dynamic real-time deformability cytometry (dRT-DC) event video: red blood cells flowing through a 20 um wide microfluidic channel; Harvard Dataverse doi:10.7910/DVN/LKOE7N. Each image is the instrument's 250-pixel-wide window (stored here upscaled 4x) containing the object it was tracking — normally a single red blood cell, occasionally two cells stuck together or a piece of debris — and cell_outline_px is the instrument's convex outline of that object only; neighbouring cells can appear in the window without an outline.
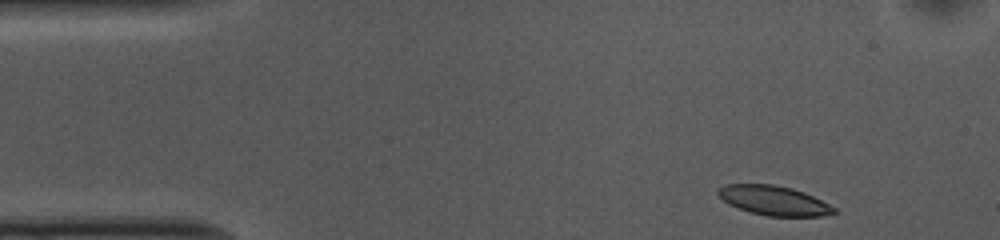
{"species": "common noctule bat (a hibernating species)", "species_latin": "Nyctalus noctula", "temperature_condition": "cold", "stored_images_in_passage": 43, "camera_frame_rate_fps": 3000, "um_per_image_px": 0.085, "animal": {"sex": "female", "body_mass_g": 10.0, "forearm_length_mm": 53.1}, "frame": {"image": 1, "passage_image": 1, "time_ms": 0.0, "image_size_px": [1000, 240], "cell_outline_px": [[836, 212], [824, 216], [768, 216], [752, 212], [728, 204], [716, 192], [724, 184], [772, 184], [792, 188], [804, 192], [836, 208]], "centroid_in_image_um": [65.78, 17.04], "position_along_channel_um": 19.2, "area_um2": 19.65}}
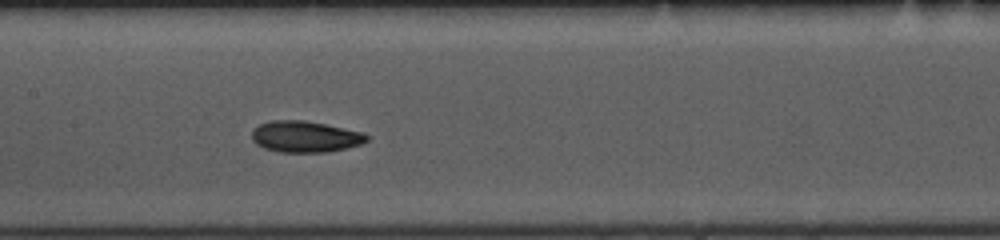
{"frame": {"image": 2, "passage_image": 20, "time_ms": 6.333, "image_size_px": [1000, 240], "cell_outline_px": [[368, 140], [360, 144], [328, 152], [280, 152], [264, 148], [256, 144], [252, 140], [252, 128], [260, 124], [272, 120], [304, 120], [364, 132], [368, 136]], "centroid_in_image_um": [25.91, 11.61], "position_along_channel_um": 181.5, "area_um2": 20.92}}
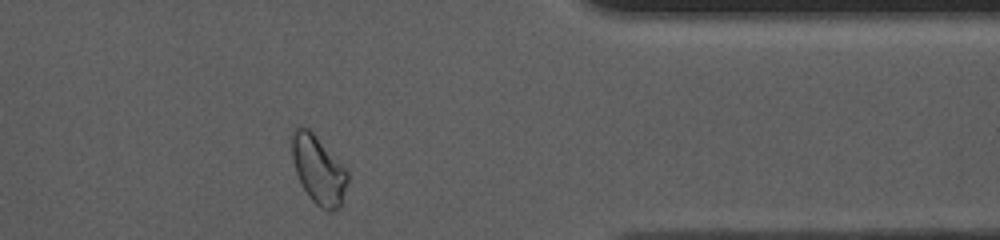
{"frame": {"image": 3, "passage_image": 38, "time_ms": 12.333, "image_size_px": [1000, 240], "cell_outline_px": [[348, 180], [340, 208], [332, 212], [328, 212], [320, 208], [308, 196], [296, 172], [292, 156], [292, 132], [300, 124], [308, 128], [316, 136], [348, 172]], "centroid_in_image_um": [27.07, 14.46], "position_along_channel_um": 384.3, "area_um2": 21.91}, "authors_computed_cell_mechanics": {"area_um2": 20.9236, "velocity_mm_per_s": 3.6954, "shape_relaxation_time_tau1_ms": 3.6196, "shape_relaxation_time_tau2_ms": 7.4678, "deformation_change_tau1": 0.0963, "deformation_change_tau2": 0.12}}